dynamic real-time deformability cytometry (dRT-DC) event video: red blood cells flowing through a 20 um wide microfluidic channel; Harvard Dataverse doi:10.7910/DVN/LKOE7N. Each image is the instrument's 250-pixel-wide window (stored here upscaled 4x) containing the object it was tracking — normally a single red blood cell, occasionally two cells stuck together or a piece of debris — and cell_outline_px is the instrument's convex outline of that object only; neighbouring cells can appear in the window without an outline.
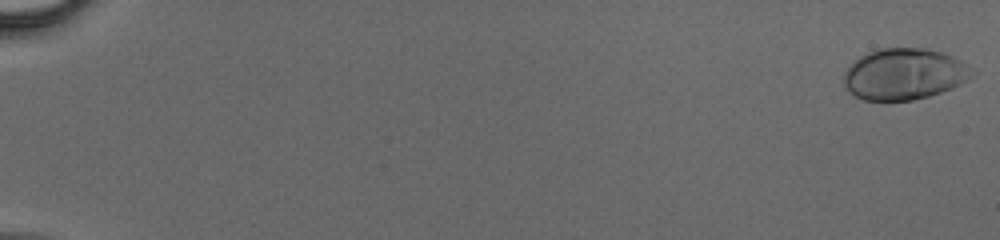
{"species": "human", "species_latin": "Homo sapiens", "temperature_condition": "cold", "stored_images_in_passage": 27, "camera_frame_rate_fps": 3000, "um_per_image_px": 0.085, "donor": {"sex": "male"}, "frame": {"image": 1, "passage_image": 1, "time_ms": 0.0, "image_size_px": [1000, 240], "cell_outline_px": [[976, 72], [960, 84], [952, 88], [928, 96], [912, 100], [864, 100], [848, 92], [844, 84], [844, 72], [860, 56], [868, 52], [880, 48], [924, 48], [940, 52], [952, 56], [968, 64]], "centroid_in_image_um": [76.86, 6.29], "position_along_channel_um": 8.1, "area_um2": 38.15}}
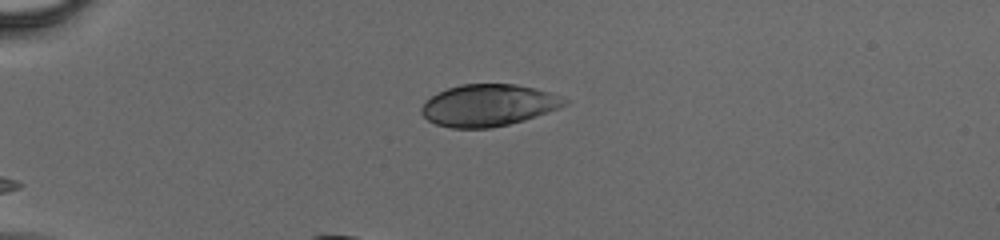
{"frame": {"image": 2, "passage_image": 14, "time_ms": 4.333, "image_size_px": [1000, 240], "cell_outline_px": [[568, 104], [536, 116], [524, 120], [492, 128], [452, 128], [436, 124], [428, 120], [420, 112], [420, 108], [424, 100], [436, 92], [460, 84], [516, 84], [548, 92], [568, 100]], "centroid_in_image_um": [41.44, 8.95], "position_along_channel_um": 43.6, "area_um2": 34.85}}